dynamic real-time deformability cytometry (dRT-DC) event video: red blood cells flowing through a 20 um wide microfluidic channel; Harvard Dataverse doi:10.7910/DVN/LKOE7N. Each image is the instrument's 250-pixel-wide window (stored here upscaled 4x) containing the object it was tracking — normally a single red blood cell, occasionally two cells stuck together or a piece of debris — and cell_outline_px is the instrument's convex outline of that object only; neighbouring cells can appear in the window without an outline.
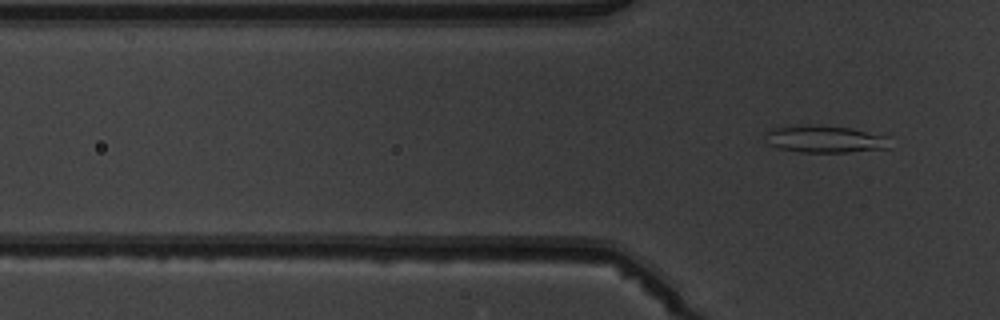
{"species": "common noctule bat (a hibernating species)", "species_latin": "Nyctalus noctula", "temperature_condition": "warm", "stored_images_in_passage": 6, "segment_of_instrument_passage": [2, 2], "camera_frame_rate_fps": 3000, "um_per_image_px": 0.085, "animal": {"sex": "male", "body_mass_g": 19.5, "forearm_length_mm": 54.6}, "frame": {"image": 1, "passage_image": 6, "time_ms": 6.667, "image_size_px": [1000, 320], "cell_outline_px": [[892, 148], [848, 152], [800, 152], [780, 148], [768, 144], [764, 132], [772, 128], [804, 124], [848, 128], [884, 136]], "centroid_in_image_um": [70.05, 11.83], "position_along_channel_um": 55.7, "area_um2": 19.48}}